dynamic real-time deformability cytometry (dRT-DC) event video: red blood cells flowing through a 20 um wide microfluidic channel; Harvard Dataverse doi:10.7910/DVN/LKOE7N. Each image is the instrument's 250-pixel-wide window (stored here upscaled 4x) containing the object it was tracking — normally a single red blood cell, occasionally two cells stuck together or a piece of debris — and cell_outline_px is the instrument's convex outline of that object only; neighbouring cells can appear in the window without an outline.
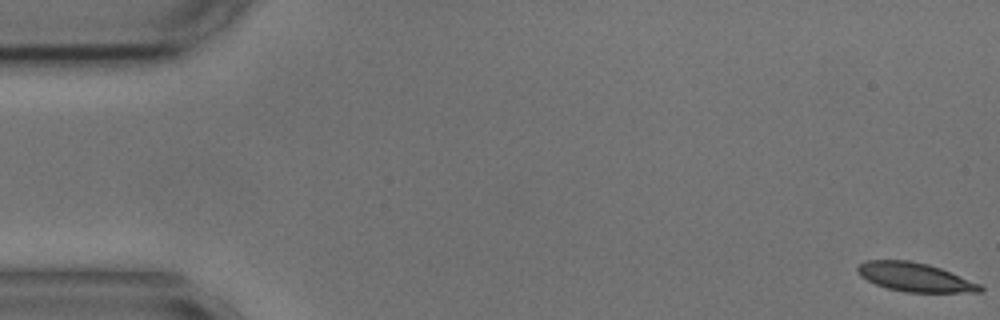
{"species": "common noctule bat (a hibernating species)", "species_latin": "Nyctalus noctula", "temperature_condition": "cold", "stored_images_in_passage": 7, "camera_frame_rate_fps": 3000, "um_per_image_px": 0.085, "animal": {"sex": "male", "body_mass_g": 17.9, "forearm_length_mm": 54.2}, "frame": {"image": 1, "passage_image": 1, "time_ms": 0.0, "image_size_px": [1000, 320], "cell_outline_px": [[984, 292], [904, 292], [888, 288], [876, 284], [860, 276], [856, 272], [856, 268], [860, 264], [868, 260], [908, 260], [928, 264], [940, 268], [980, 284], [984, 288]], "centroid_in_image_um": [77.76, 23.56], "position_along_channel_um": 7.2, "area_um2": 20.46}}